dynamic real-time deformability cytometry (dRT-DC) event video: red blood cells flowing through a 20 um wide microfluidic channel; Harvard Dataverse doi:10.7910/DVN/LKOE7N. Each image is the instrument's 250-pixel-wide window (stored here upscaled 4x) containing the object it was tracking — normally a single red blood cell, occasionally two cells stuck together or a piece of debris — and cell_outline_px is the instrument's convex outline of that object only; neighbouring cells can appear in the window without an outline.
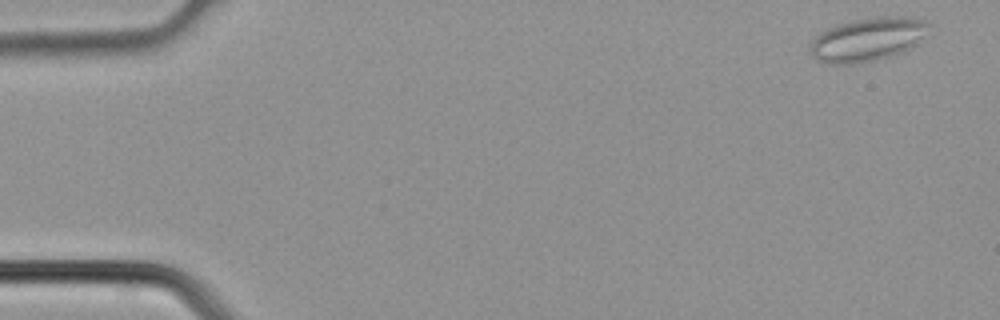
{"species": "common noctule bat (a hibernating species)", "species_latin": "Nyctalus noctula", "temperature_condition": "cold", "stored_images_in_passage": 4, "camera_frame_rate_fps": 3000, "um_per_image_px": 0.085, "animal": {"sex": "male", "body_mass_g": 21.5, "forearm_length_mm": 52.0}, "frame": {"image": 1, "passage_image": 1, "time_ms": 0.0, "image_size_px": [1000, 320], "cell_outline_px": [[932, 24], [916, 44], [892, 56], [856, 64], [828, 64], [816, 60], [812, 56], [812, 40], [820, 32], [836, 24], [852, 20], [876, 16], [916, 16]], "centroid_in_image_um": [73.76, 3.33], "position_along_channel_um": 11.2, "area_um2": 30.29}}